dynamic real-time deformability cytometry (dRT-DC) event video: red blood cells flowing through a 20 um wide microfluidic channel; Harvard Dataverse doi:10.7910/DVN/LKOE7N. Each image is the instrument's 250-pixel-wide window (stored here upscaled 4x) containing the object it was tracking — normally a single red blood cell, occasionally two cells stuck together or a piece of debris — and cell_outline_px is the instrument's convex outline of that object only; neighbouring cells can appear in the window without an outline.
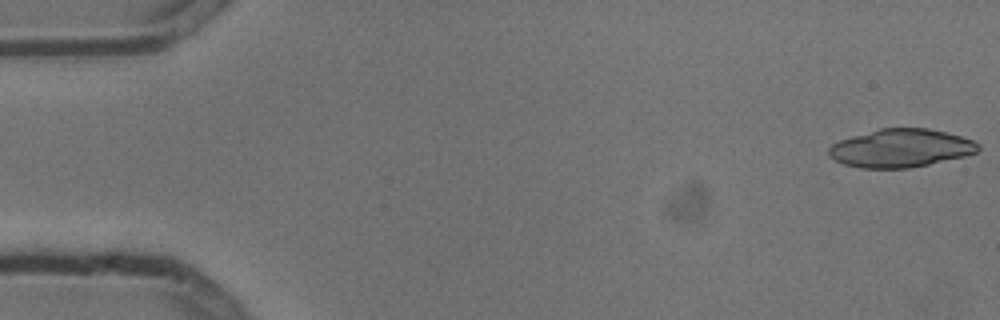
{"species": "common noctule bat (a hibernating species)", "species_latin": "Nyctalus noctula", "temperature_condition": "cold", "stored_images_in_passage": 4, "camera_frame_rate_fps": 3000, "um_per_image_px": 0.085, "animal": {"sex": "male", "body_mass_g": 13.3}, "frame": {"image": 1, "passage_image": 1, "time_ms": 0.0, "image_size_px": [1000, 320], "cell_outline_px": [[980, 148], [976, 152], [964, 156], [928, 164], [908, 168], [860, 168], [844, 164], [828, 156], [828, 148], [832, 144], [840, 140], [852, 136], [880, 128], [928, 128], [960, 136], [972, 140], [980, 144]], "centroid_in_image_um": [76.54, 12.59], "position_along_channel_um": 8.5, "area_um2": 33.06}}